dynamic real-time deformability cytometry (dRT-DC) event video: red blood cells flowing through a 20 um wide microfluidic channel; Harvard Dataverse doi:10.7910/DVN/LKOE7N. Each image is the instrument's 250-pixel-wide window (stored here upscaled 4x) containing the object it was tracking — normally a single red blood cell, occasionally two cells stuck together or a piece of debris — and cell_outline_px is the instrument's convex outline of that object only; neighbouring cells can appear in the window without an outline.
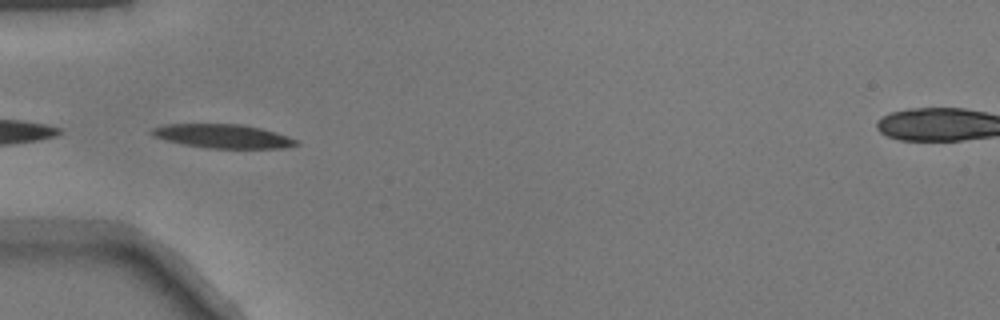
{"species": "common noctule bat (a hibernating species)", "species_latin": "Nyctalus noctula", "temperature_condition": "warm", "stored_images_in_passage": 7, "camera_frame_rate_fps": 3000, "um_per_image_px": 0.085, "animal": {"sex": "male", "body_mass_g": 17.9}, "frame": {"image": 1, "passage_image": 3, "time_ms": 0.667, "image_size_px": [1000, 320], "cell_outline_px": [[300, 144], [284, 148], [208, 148], [184, 144], [152, 136], [148, 132], [152, 128], [164, 124], [240, 124], [260, 128], [276, 132], [300, 140]], "centroid_in_image_um": [18.97, 11.57], "position_along_channel_um": 66.0, "area_um2": 20.11}}